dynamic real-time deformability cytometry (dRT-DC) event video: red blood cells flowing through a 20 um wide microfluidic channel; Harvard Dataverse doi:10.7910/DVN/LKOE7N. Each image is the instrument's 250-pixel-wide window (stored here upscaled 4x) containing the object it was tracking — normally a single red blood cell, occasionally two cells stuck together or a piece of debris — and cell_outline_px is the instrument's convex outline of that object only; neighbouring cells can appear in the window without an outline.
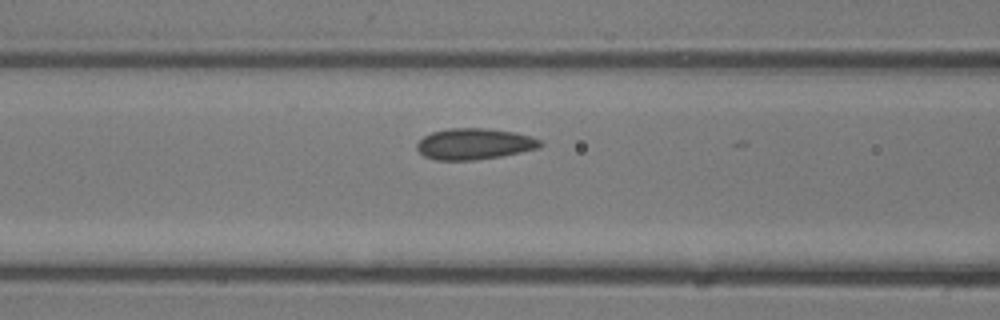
{"species": "common noctule bat (a hibernating species)", "species_latin": "Nyctalus noctula", "temperature_condition": "room temperature", "stored_images_in_passage": 8, "camera_frame_rate_fps": 3000, "um_per_image_px": 0.085, "animal": {"sex": "male", "body_mass_g": 13.3}, "frame": {"image": 1, "passage_image": 7, "time_ms": 2.0, "image_size_px": [1000, 320], "cell_outline_px": [[544, 144], [540, 148], [500, 156], [476, 160], [436, 160], [424, 156], [416, 148], [416, 144], [424, 136], [432, 132], [448, 128], [484, 128], [512, 132], [528, 136], [540, 140]], "centroid_in_image_um": [40.29, 12.24], "position_along_channel_um": 126.3, "area_um2": 22.25}}